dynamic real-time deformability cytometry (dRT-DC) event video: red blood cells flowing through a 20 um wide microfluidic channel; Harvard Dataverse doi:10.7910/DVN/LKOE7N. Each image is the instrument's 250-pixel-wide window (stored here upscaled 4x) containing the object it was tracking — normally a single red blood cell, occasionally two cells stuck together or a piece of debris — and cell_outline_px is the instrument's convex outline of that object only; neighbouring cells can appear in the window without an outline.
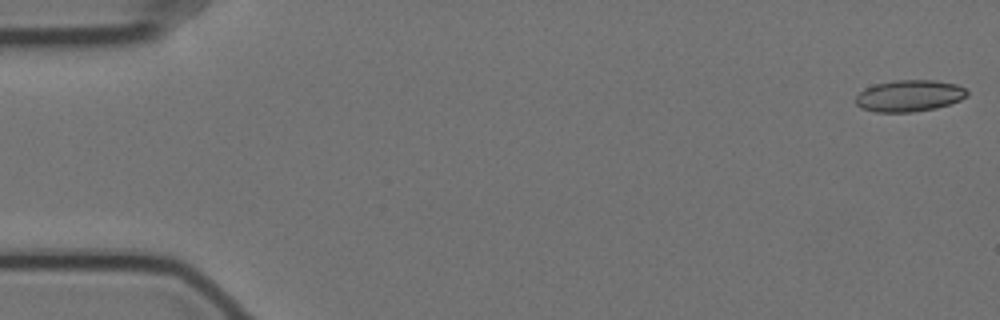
{"species": "Egyptian fruit bat (a non-hibernating species)", "species_latin": "Rousettus aegyptiacus", "temperature_condition": "cold", "stored_images_in_passage": 57, "camera_frame_rate_fps": 3000, "um_per_image_px": 0.085, "animal": {"sex": "female"}, "frame": {"image": 1, "passage_image": 1, "time_ms": 0.0, "image_size_px": [1000, 320], "cell_outline_px": [[968, 96], [960, 100], [936, 108], [912, 112], [876, 112], [860, 108], [856, 104], [856, 96], [864, 88], [876, 84], [896, 80], [936, 80], [956, 84], [964, 88], [968, 92]], "centroid_in_image_um": [77.29, 8.14], "position_along_channel_um": 7.7, "area_um2": 20.52}}
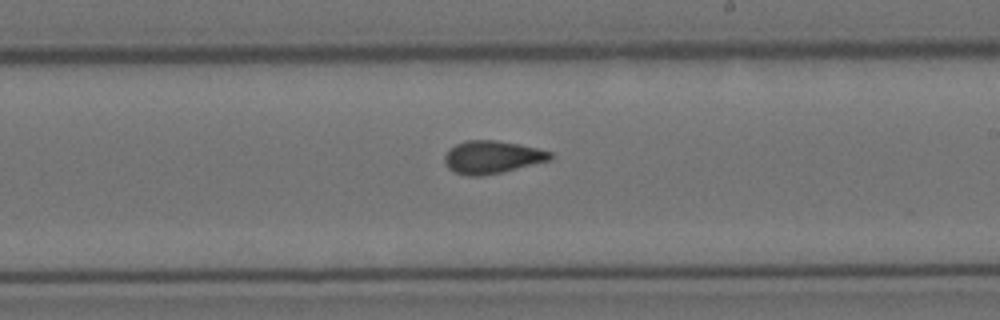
{"frame": {"image": 2, "passage_image": 33, "time_ms": 10.667, "image_size_px": [1000, 320], "cell_outline_px": [[552, 160], [500, 172], [480, 176], [468, 176], [456, 172], [448, 168], [444, 160], [444, 156], [456, 144], [464, 140], [496, 140], [520, 144], [552, 152]], "centroid_in_image_um": [41.84, 13.35], "position_along_channel_um": 247.2, "area_um2": 20.0}}
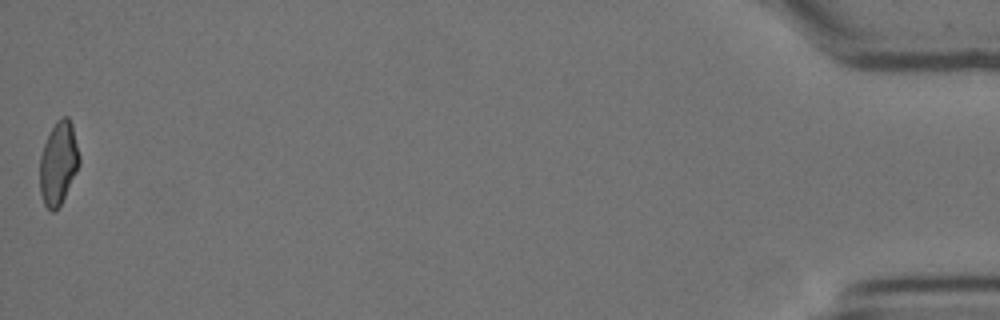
{"frame": {"image": 3, "passage_image": 57, "time_ms": 18.667, "image_size_px": [1000, 320], "cell_outline_px": [[80, 164], [60, 204], [52, 212], [44, 204], [40, 192], [40, 156], [44, 144], [56, 120], [60, 116], [68, 116], [72, 124], [80, 156]], "centroid_in_image_um": [4.97, 13.82], "position_along_channel_um": 430.2, "area_um2": 18.9}, "authors_computed_cell_mechanics": {"area_um2": 19.8832, "velocity_mm_per_s": 3.5107, "shape_relaxation_time_tau1_ms": null, "shape_relaxation_time_tau2_ms": 1.7779, "deformation_change_tau1": null, "deformation_change_tau2": 0.0668}}